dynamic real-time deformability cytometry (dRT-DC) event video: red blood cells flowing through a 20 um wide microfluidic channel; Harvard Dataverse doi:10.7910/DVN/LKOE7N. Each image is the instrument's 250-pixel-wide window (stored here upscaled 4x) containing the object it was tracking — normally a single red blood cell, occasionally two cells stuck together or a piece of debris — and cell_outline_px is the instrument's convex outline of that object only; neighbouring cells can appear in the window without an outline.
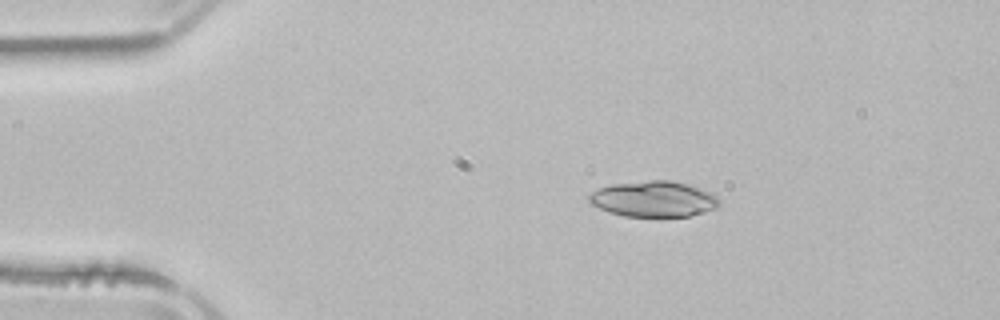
{"species": "common noctule bat (a hibernating species)", "species_latin": "Nyctalus noctula", "temperature_condition": "room temperature", "stored_images_in_passage": 3, "camera_frame_rate_fps": 3000, "um_per_image_px": 0.085, "animal": {"sex": "male", "body_mass_g": 21.5, "forearm_length_mm": 52.0}, "frame": {"image": 1, "passage_image": 2, "time_ms": 1.333, "image_size_px": [1000, 320], "cell_outline_px": [[720, 204], [716, 208], [704, 212], [688, 216], [624, 216], [608, 212], [588, 204], [588, 196], [592, 192], [600, 188], [612, 184], [648, 180], [672, 180], [688, 184], [708, 192], [716, 196], [720, 200]], "centroid_in_image_um": [55.52, 16.91], "position_along_channel_um": 29.5, "area_um2": 27.17}}